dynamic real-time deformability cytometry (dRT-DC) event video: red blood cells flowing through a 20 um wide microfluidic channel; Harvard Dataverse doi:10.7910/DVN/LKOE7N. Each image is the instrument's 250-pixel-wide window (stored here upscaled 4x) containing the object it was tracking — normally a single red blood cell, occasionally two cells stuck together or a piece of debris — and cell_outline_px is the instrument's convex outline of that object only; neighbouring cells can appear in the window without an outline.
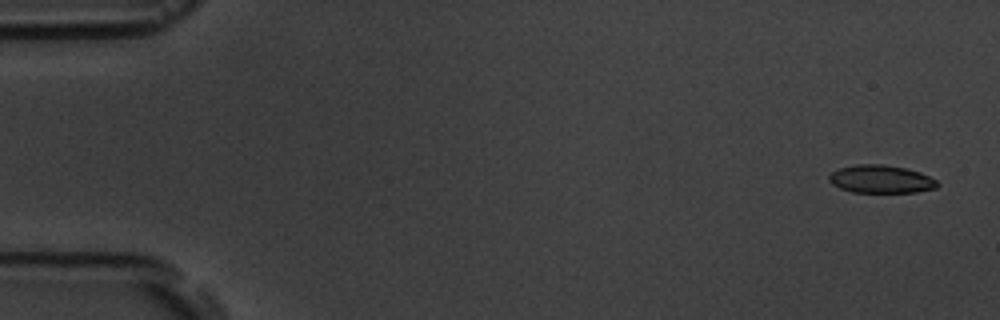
{"species": "common noctule bat (a hibernating species)", "species_latin": "Nyctalus noctula", "temperature_condition": "room temperature", "stored_images_in_passage": 6, "camera_frame_rate_fps": 3000, "um_per_image_px": 0.085, "animal": {"sex": "male", "body_mass_g": 19.5, "forearm_length_mm": 54.6}, "frame": {"image": 1, "passage_image": 1, "time_ms": 0.0, "image_size_px": [1000, 320], "cell_outline_px": [[940, 184], [936, 188], [916, 192], [852, 192], [840, 188], [832, 184], [828, 180], [828, 176], [832, 172], [840, 168], [856, 164], [884, 164], [904, 168], [920, 172], [936, 180]], "centroid_in_image_um": [74.87, 15.23], "position_along_channel_um": 10.1, "area_um2": 17.63}}
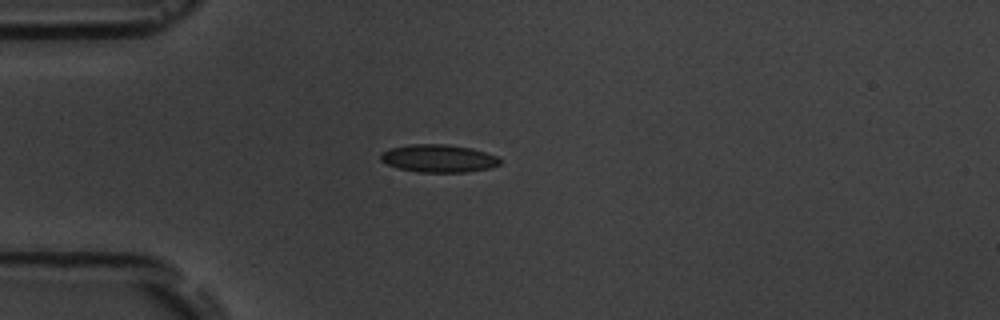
{"frame": {"image": 2, "passage_image": 4, "time_ms": 4.333, "image_size_px": [1000, 320], "cell_outline_px": [[500, 164], [488, 168], [464, 172], [416, 172], [400, 168], [388, 164], [380, 160], [380, 152], [388, 148], [408, 144], [444, 144], [472, 148], [496, 156], [500, 160]], "centroid_in_image_um": [37.22, 13.45], "position_along_channel_um": 47.8, "area_um2": 19.25}}
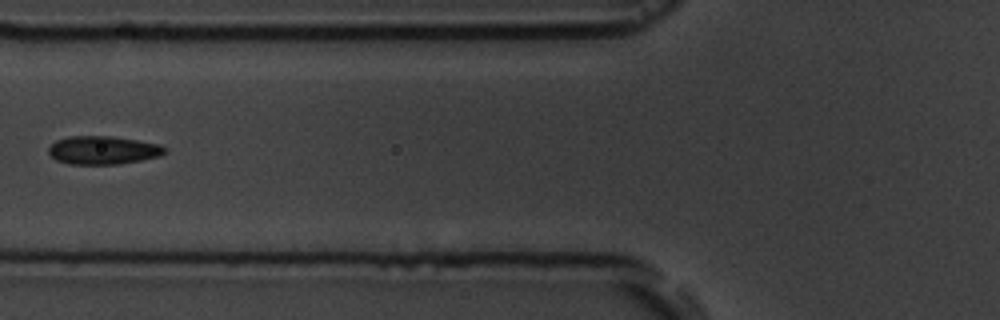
{"frame": {"image": 3, "passage_image": 6, "time_ms": 6.667, "image_size_px": [1000, 320], "cell_outline_px": [[168, 148], [160, 156], [140, 160], [116, 164], [68, 164], [56, 160], [48, 152], [48, 148], [56, 140], [68, 136], [112, 136], [160, 144]], "centroid_in_image_um": [8.74, 12.76], "position_along_channel_um": 117.1, "area_um2": 19.13}}